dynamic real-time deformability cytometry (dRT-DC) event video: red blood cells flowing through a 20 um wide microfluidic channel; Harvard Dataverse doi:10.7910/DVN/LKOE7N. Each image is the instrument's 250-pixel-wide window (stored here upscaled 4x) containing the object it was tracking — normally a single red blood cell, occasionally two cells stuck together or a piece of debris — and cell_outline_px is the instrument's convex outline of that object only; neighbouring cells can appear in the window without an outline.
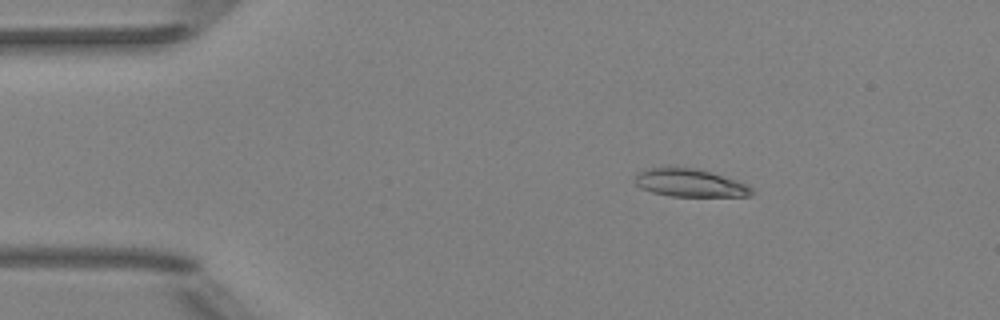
{"species": "Egyptian fruit bat (a non-hibernating species)", "species_latin": "Rousettus aegyptiacus", "temperature_condition": "room temperature", "stored_images_in_passage": 44, "camera_frame_rate_fps": 3000, "um_per_image_px": 0.085, "animal": {"sex": "female"}, "frame": {"image": 1, "passage_image": 1, "time_ms": 0.0, "image_size_px": [1000, 320], "cell_outline_px": [[756, 192], [752, 196], [668, 196], [652, 192], [636, 184], [632, 180], [636, 172], [648, 168], [696, 168], [748, 184]], "centroid_in_image_um": [58.64, 15.56], "position_along_channel_um": 26.4, "area_um2": 18.9}}
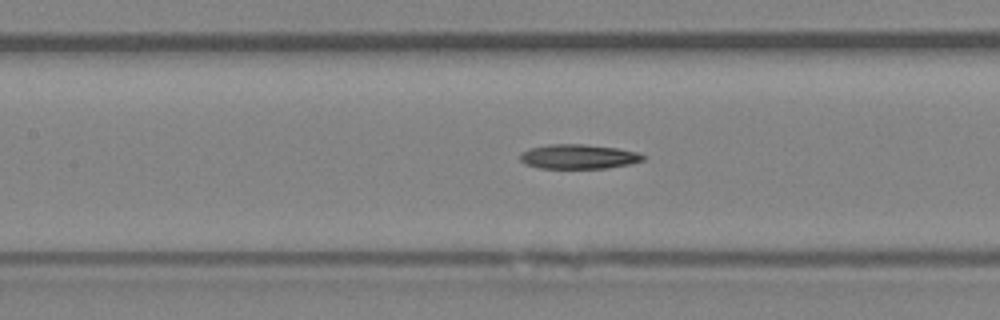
{"frame": {"image": 2, "passage_image": 16, "time_ms": 5.0, "image_size_px": [1000, 320], "cell_outline_px": [[644, 160], [632, 164], [608, 168], [540, 168], [524, 164], [520, 160], [520, 152], [528, 148], [548, 144], [584, 144], [616, 148], [636, 152], [644, 156]], "centroid_in_image_um": [49.13, 13.31], "position_along_channel_um": 158.3, "area_um2": 17.69}}
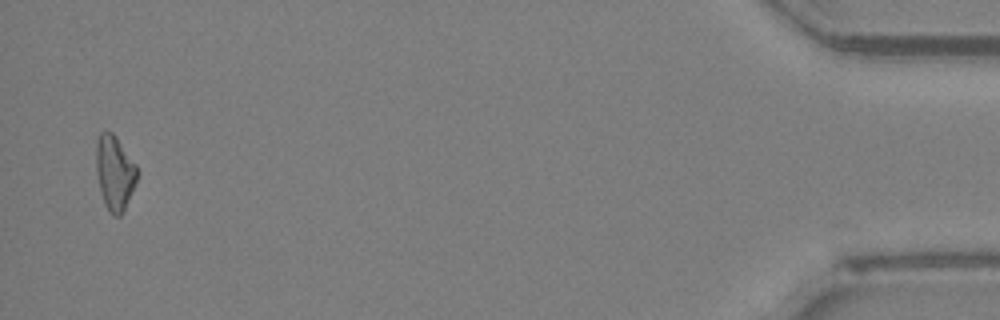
{"frame": {"image": 3, "passage_image": 43, "time_ms": 14.0, "image_size_px": [1000, 320], "cell_outline_px": [[136, 180], [124, 208], [120, 216], [112, 216], [108, 212], [104, 204], [96, 172], [96, 140], [100, 132], [112, 132], [116, 136], [136, 164]], "centroid_in_image_um": [9.71, 14.66], "position_along_channel_um": 425.5, "area_um2": 17.57}}